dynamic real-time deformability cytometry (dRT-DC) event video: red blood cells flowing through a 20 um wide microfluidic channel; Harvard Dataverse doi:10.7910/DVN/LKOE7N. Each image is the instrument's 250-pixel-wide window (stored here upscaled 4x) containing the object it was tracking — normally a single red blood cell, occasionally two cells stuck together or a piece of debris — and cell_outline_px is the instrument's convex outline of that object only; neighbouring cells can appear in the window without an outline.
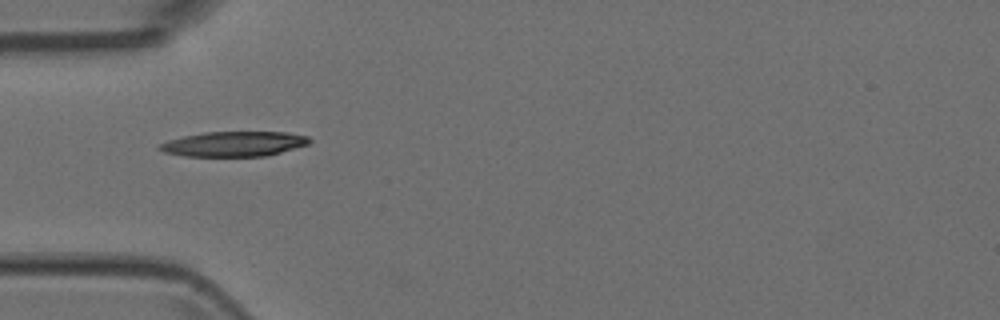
{"species": "Egyptian fruit bat (a non-hibernating species)", "species_latin": "Rousettus aegyptiacus", "temperature_condition": "room temperature", "stored_images_in_passage": 5, "camera_frame_rate_fps": 3000, "um_per_image_px": 0.085, "animal": {"sex": "female"}, "frame": {"image": 1, "passage_image": 2, "time_ms": 0.333, "image_size_px": [1000, 320], "cell_outline_px": [[312, 140], [308, 144], [268, 156], [184, 156], [164, 152], [156, 148], [160, 144], [168, 140], [184, 136], [204, 132], [288, 132], [308, 136]], "centroid_in_image_um": [19.89, 12.23], "position_along_channel_um": 65.1, "area_um2": 21.85}}
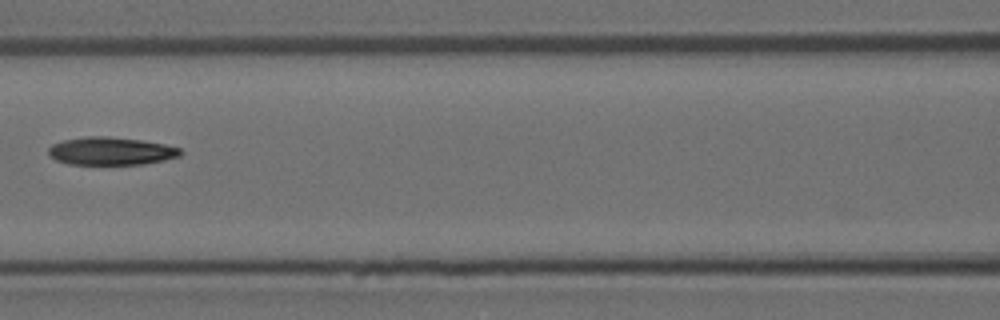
{"frame": {"image": 2, "passage_image": 4, "time_ms": 1.0, "image_size_px": [1000, 320], "cell_outline_px": [[184, 152], [180, 156], [164, 160], [144, 164], [68, 164], [56, 160], [48, 156], [48, 148], [52, 144], [64, 140], [88, 136], [104, 136], [140, 140], [164, 144], [180, 148]], "centroid_in_image_um": [9.42, 12.84], "position_along_channel_um": 157.2, "area_um2": 21.44}}
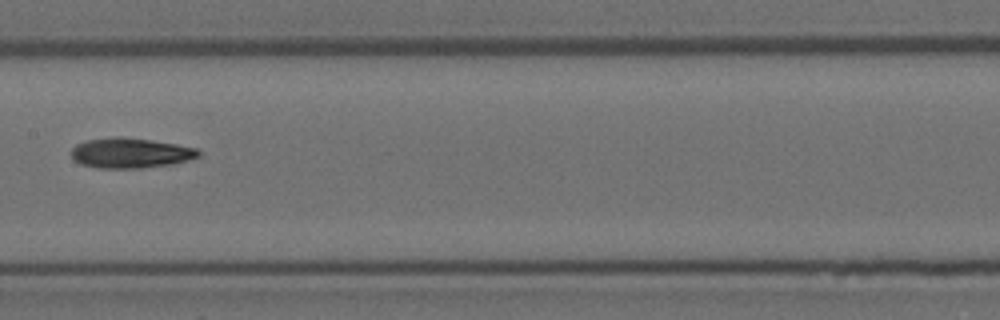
{"frame": {"image": 3, "passage_image": 5, "time_ms": 1.333, "image_size_px": [1000, 320], "cell_outline_px": [[200, 156], [188, 160], [172, 164], [140, 168], [96, 168], [80, 164], [72, 156], [72, 148], [76, 144], [88, 140], [152, 140], [176, 144], [196, 148], [200, 152]], "centroid_in_image_um": [11.14, 13.06], "position_along_channel_um": 196.3, "area_um2": 21.33}}